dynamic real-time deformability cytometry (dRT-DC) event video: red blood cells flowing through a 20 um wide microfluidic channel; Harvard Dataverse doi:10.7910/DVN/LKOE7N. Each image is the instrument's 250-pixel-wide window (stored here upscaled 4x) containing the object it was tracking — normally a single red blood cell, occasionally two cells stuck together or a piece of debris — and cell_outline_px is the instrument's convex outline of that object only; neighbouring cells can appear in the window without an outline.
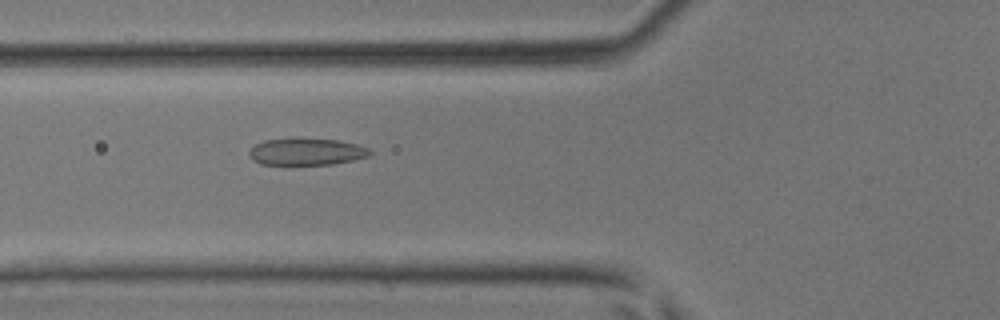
{"species": "common noctule bat (a hibernating species)", "species_latin": "Nyctalus noctula", "temperature_condition": "room temperature", "stored_images_in_passage": 45, "camera_frame_rate_fps": 3000, "um_per_image_px": 0.085, "animal": {"sex": "male", "body_mass_g": 17.9, "forearm_length_mm": 54.2}, "frame": {"image": 1, "passage_image": 17, "time_ms": 5.333, "image_size_px": [1000, 320], "cell_outline_px": [[372, 152], [368, 156], [352, 160], [332, 164], [260, 164], [252, 160], [248, 152], [256, 144], [264, 140], [340, 140], [356, 144], [368, 148]], "centroid_in_image_um": [26.05, 12.92], "position_along_channel_um": 99.7, "area_um2": 18.26}}
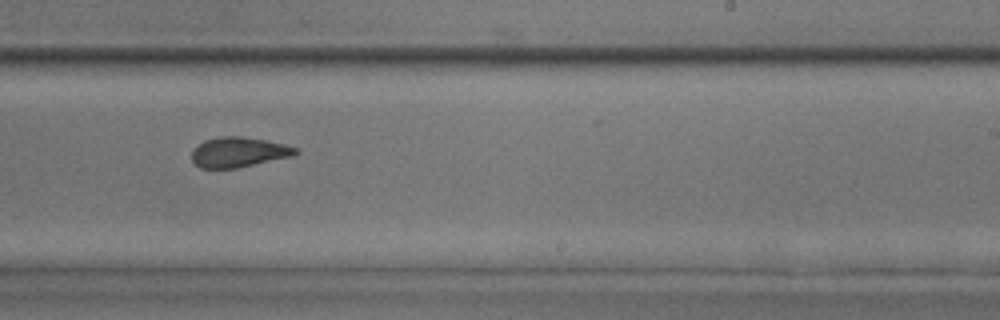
{"frame": {"image": 2, "passage_image": 28, "time_ms": 9.0, "image_size_px": [1000, 320], "cell_outline_px": [[300, 152], [292, 156], [236, 168], [200, 168], [192, 160], [192, 148], [204, 140], [224, 136], [240, 136], [268, 140], [284, 144], [296, 148]], "centroid_in_image_um": [20.27, 12.92], "position_along_channel_um": 268.7, "area_um2": 18.15}}
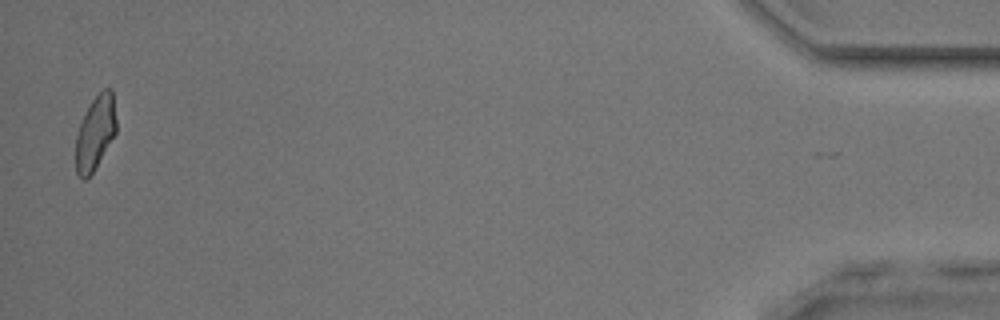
{"frame": {"image": 3, "passage_image": 44, "time_ms": 14.333, "image_size_px": [1000, 320], "cell_outline_px": [[116, 132], [92, 172], [84, 180], [76, 172], [76, 136], [80, 124], [92, 100], [104, 88], [112, 88], [116, 120]], "centroid_in_image_um": [8.11, 11.26], "position_along_channel_um": 427.1, "area_um2": 16.99}}